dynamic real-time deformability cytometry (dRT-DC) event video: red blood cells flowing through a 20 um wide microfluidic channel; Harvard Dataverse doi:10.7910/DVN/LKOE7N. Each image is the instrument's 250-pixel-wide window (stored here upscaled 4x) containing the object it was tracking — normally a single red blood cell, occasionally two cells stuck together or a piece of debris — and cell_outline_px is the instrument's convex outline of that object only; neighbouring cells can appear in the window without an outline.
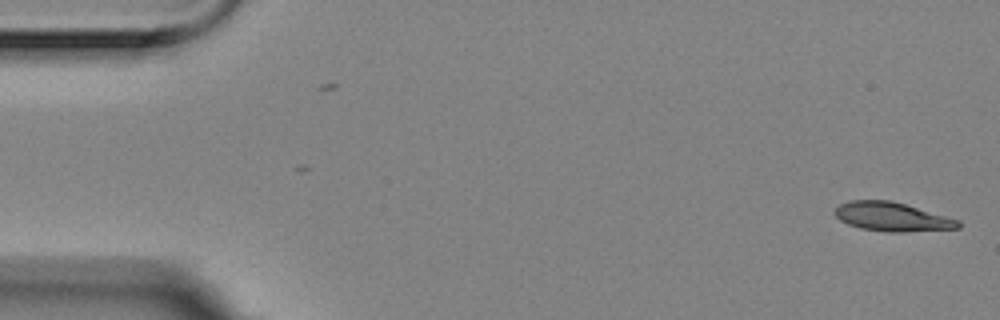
{"species": "Egyptian fruit bat (a non-hibernating species)", "species_latin": "Rousettus aegyptiacus", "temperature_condition": "room temperature", "stored_images_in_passage": 2, "camera_frame_rate_fps": 3000, "um_per_image_px": 0.085, "animal": {"sex": "female"}, "frame": {"image": 1, "passage_image": 2, "time_ms": 0.333, "image_size_px": [1000, 320], "cell_outline_px": [[960, 228], [904, 232], [888, 232], [860, 228], [848, 224], [840, 220], [832, 212], [840, 204], [848, 200], [892, 200], [960, 220]], "centroid_in_image_um": [75.81, 18.42], "position_along_channel_um": 9.2, "area_um2": 20.87}}